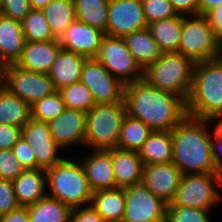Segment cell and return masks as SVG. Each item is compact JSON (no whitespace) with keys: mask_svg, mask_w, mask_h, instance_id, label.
I'll list each match as a JSON object with an SVG mask.
<instances>
[{"mask_svg":"<svg viewBox=\"0 0 222 222\" xmlns=\"http://www.w3.org/2000/svg\"><path fill=\"white\" fill-rule=\"evenodd\" d=\"M178 52L194 63L222 56L221 41L204 15H183V25Z\"/></svg>","mask_w":222,"mask_h":222,"instance_id":"7","label":"cell"},{"mask_svg":"<svg viewBox=\"0 0 222 222\" xmlns=\"http://www.w3.org/2000/svg\"><path fill=\"white\" fill-rule=\"evenodd\" d=\"M61 49L59 40L26 41L16 65L28 71L48 73Z\"/></svg>","mask_w":222,"mask_h":222,"instance_id":"19","label":"cell"},{"mask_svg":"<svg viewBox=\"0 0 222 222\" xmlns=\"http://www.w3.org/2000/svg\"><path fill=\"white\" fill-rule=\"evenodd\" d=\"M182 175L173 162L147 165L143 167L142 184L169 204L175 198Z\"/></svg>","mask_w":222,"mask_h":222,"instance_id":"15","label":"cell"},{"mask_svg":"<svg viewBox=\"0 0 222 222\" xmlns=\"http://www.w3.org/2000/svg\"><path fill=\"white\" fill-rule=\"evenodd\" d=\"M42 11L56 39L76 20L74 0H52Z\"/></svg>","mask_w":222,"mask_h":222,"instance_id":"30","label":"cell"},{"mask_svg":"<svg viewBox=\"0 0 222 222\" xmlns=\"http://www.w3.org/2000/svg\"><path fill=\"white\" fill-rule=\"evenodd\" d=\"M183 15L155 21L148 24V29L162 53L178 52Z\"/></svg>","mask_w":222,"mask_h":222,"instance_id":"27","label":"cell"},{"mask_svg":"<svg viewBox=\"0 0 222 222\" xmlns=\"http://www.w3.org/2000/svg\"><path fill=\"white\" fill-rule=\"evenodd\" d=\"M147 27L141 0H110L106 35L123 38Z\"/></svg>","mask_w":222,"mask_h":222,"instance_id":"13","label":"cell"},{"mask_svg":"<svg viewBox=\"0 0 222 222\" xmlns=\"http://www.w3.org/2000/svg\"><path fill=\"white\" fill-rule=\"evenodd\" d=\"M208 212L194 207L167 206L166 222H211Z\"/></svg>","mask_w":222,"mask_h":222,"instance_id":"36","label":"cell"},{"mask_svg":"<svg viewBox=\"0 0 222 222\" xmlns=\"http://www.w3.org/2000/svg\"><path fill=\"white\" fill-rule=\"evenodd\" d=\"M12 183L17 201L22 207L30 206L47 195L46 170H24Z\"/></svg>","mask_w":222,"mask_h":222,"instance_id":"22","label":"cell"},{"mask_svg":"<svg viewBox=\"0 0 222 222\" xmlns=\"http://www.w3.org/2000/svg\"><path fill=\"white\" fill-rule=\"evenodd\" d=\"M112 166L116 188L142 183L144 165L138 151L112 149Z\"/></svg>","mask_w":222,"mask_h":222,"instance_id":"20","label":"cell"},{"mask_svg":"<svg viewBox=\"0 0 222 222\" xmlns=\"http://www.w3.org/2000/svg\"><path fill=\"white\" fill-rule=\"evenodd\" d=\"M30 222H70L72 209L49 196L27 206Z\"/></svg>","mask_w":222,"mask_h":222,"instance_id":"29","label":"cell"},{"mask_svg":"<svg viewBox=\"0 0 222 222\" xmlns=\"http://www.w3.org/2000/svg\"><path fill=\"white\" fill-rule=\"evenodd\" d=\"M21 23L27 42L59 40L53 35L42 10L31 9Z\"/></svg>","mask_w":222,"mask_h":222,"instance_id":"33","label":"cell"},{"mask_svg":"<svg viewBox=\"0 0 222 222\" xmlns=\"http://www.w3.org/2000/svg\"><path fill=\"white\" fill-rule=\"evenodd\" d=\"M21 137L33 150L36 168L47 170L63 159L57 155L61 148L53 140L46 122L30 118L21 128Z\"/></svg>","mask_w":222,"mask_h":222,"instance_id":"14","label":"cell"},{"mask_svg":"<svg viewBox=\"0 0 222 222\" xmlns=\"http://www.w3.org/2000/svg\"><path fill=\"white\" fill-rule=\"evenodd\" d=\"M88 58L74 52L61 49L47 73L55 90L80 81L83 65Z\"/></svg>","mask_w":222,"mask_h":222,"instance_id":"21","label":"cell"},{"mask_svg":"<svg viewBox=\"0 0 222 222\" xmlns=\"http://www.w3.org/2000/svg\"><path fill=\"white\" fill-rule=\"evenodd\" d=\"M52 0H29L31 9L42 10L46 7Z\"/></svg>","mask_w":222,"mask_h":222,"instance_id":"49","label":"cell"},{"mask_svg":"<svg viewBox=\"0 0 222 222\" xmlns=\"http://www.w3.org/2000/svg\"><path fill=\"white\" fill-rule=\"evenodd\" d=\"M70 222H106L91 205L74 208L71 211Z\"/></svg>","mask_w":222,"mask_h":222,"instance_id":"44","label":"cell"},{"mask_svg":"<svg viewBox=\"0 0 222 222\" xmlns=\"http://www.w3.org/2000/svg\"><path fill=\"white\" fill-rule=\"evenodd\" d=\"M213 132L214 134L211 138L212 160L217 171L222 174V160L220 158V154L218 153V151L220 150V148L218 147L222 146V119L215 124Z\"/></svg>","mask_w":222,"mask_h":222,"instance_id":"43","label":"cell"},{"mask_svg":"<svg viewBox=\"0 0 222 222\" xmlns=\"http://www.w3.org/2000/svg\"><path fill=\"white\" fill-rule=\"evenodd\" d=\"M23 171L12 149L0 150V179L14 181Z\"/></svg>","mask_w":222,"mask_h":222,"instance_id":"38","label":"cell"},{"mask_svg":"<svg viewBox=\"0 0 222 222\" xmlns=\"http://www.w3.org/2000/svg\"><path fill=\"white\" fill-rule=\"evenodd\" d=\"M138 154L143 165L168 163L173 161V141L171 131H153Z\"/></svg>","mask_w":222,"mask_h":222,"instance_id":"26","label":"cell"},{"mask_svg":"<svg viewBox=\"0 0 222 222\" xmlns=\"http://www.w3.org/2000/svg\"><path fill=\"white\" fill-rule=\"evenodd\" d=\"M46 183L50 190L47 196L59 200L71 209L91 203L93 192L80 162L63 158L46 170Z\"/></svg>","mask_w":222,"mask_h":222,"instance_id":"4","label":"cell"},{"mask_svg":"<svg viewBox=\"0 0 222 222\" xmlns=\"http://www.w3.org/2000/svg\"><path fill=\"white\" fill-rule=\"evenodd\" d=\"M6 68L7 64L0 58V87L5 84Z\"/></svg>","mask_w":222,"mask_h":222,"instance_id":"50","label":"cell"},{"mask_svg":"<svg viewBox=\"0 0 222 222\" xmlns=\"http://www.w3.org/2000/svg\"><path fill=\"white\" fill-rule=\"evenodd\" d=\"M222 0H198L199 15H206L218 7Z\"/></svg>","mask_w":222,"mask_h":222,"instance_id":"48","label":"cell"},{"mask_svg":"<svg viewBox=\"0 0 222 222\" xmlns=\"http://www.w3.org/2000/svg\"><path fill=\"white\" fill-rule=\"evenodd\" d=\"M80 81L91 91L96 104L121 103L124 86L95 58H88L82 69Z\"/></svg>","mask_w":222,"mask_h":222,"instance_id":"12","label":"cell"},{"mask_svg":"<svg viewBox=\"0 0 222 222\" xmlns=\"http://www.w3.org/2000/svg\"><path fill=\"white\" fill-rule=\"evenodd\" d=\"M215 183L222 184V174L182 175L174 200L167 206L194 207L211 210L221 195Z\"/></svg>","mask_w":222,"mask_h":222,"instance_id":"8","label":"cell"},{"mask_svg":"<svg viewBox=\"0 0 222 222\" xmlns=\"http://www.w3.org/2000/svg\"><path fill=\"white\" fill-rule=\"evenodd\" d=\"M152 132L143 121L126 114L122 120L117 148L139 151Z\"/></svg>","mask_w":222,"mask_h":222,"instance_id":"31","label":"cell"},{"mask_svg":"<svg viewBox=\"0 0 222 222\" xmlns=\"http://www.w3.org/2000/svg\"><path fill=\"white\" fill-rule=\"evenodd\" d=\"M110 0H74L76 20L105 32Z\"/></svg>","mask_w":222,"mask_h":222,"instance_id":"32","label":"cell"},{"mask_svg":"<svg viewBox=\"0 0 222 222\" xmlns=\"http://www.w3.org/2000/svg\"><path fill=\"white\" fill-rule=\"evenodd\" d=\"M126 114L153 131H172L188 115L180 96L152 87L143 78L124 86Z\"/></svg>","mask_w":222,"mask_h":222,"instance_id":"1","label":"cell"},{"mask_svg":"<svg viewBox=\"0 0 222 222\" xmlns=\"http://www.w3.org/2000/svg\"><path fill=\"white\" fill-rule=\"evenodd\" d=\"M123 190L125 214L122 222H166L167 204L142 183Z\"/></svg>","mask_w":222,"mask_h":222,"instance_id":"10","label":"cell"},{"mask_svg":"<svg viewBox=\"0 0 222 222\" xmlns=\"http://www.w3.org/2000/svg\"><path fill=\"white\" fill-rule=\"evenodd\" d=\"M30 10L29 0H2L0 5L1 15L18 22H22Z\"/></svg>","mask_w":222,"mask_h":222,"instance_id":"39","label":"cell"},{"mask_svg":"<svg viewBox=\"0 0 222 222\" xmlns=\"http://www.w3.org/2000/svg\"><path fill=\"white\" fill-rule=\"evenodd\" d=\"M20 207L12 181L0 179V216Z\"/></svg>","mask_w":222,"mask_h":222,"instance_id":"40","label":"cell"},{"mask_svg":"<svg viewBox=\"0 0 222 222\" xmlns=\"http://www.w3.org/2000/svg\"><path fill=\"white\" fill-rule=\"evenodd\" d=\"M58 91L66 109L87 113L96 105L91 91L81 81L65 86Z\"/></svg>","mask_w":222,"mask_h":222,"instance_id":"34","label":"cell"},{"mask_svg":"<svg viewBox=\"0 0 222 222\" xmlns=\"http://www.w3.org/2000/svg\"><path fill=\"white\" fill-rule=\"evenodd\" d=\"M105 32L75 20L60 37L62 49L86 58H94L100 49Z\"/></svg>","mask_w":222,"mask_h":222,"instance_id":"16","label":"cell"},{"mask_svg":"<svg viewBox=\"0 0 222 222\" xmlns=\"http://www.w3.org/2000/svg\"><path fill=\"white\" fill-rule=\"evenodd\" d=\"M195 63L179 52L162 53L143 71V79L152 87L174 93L187 101Z\"/></svg>","mask_w":222,"mask_h":222,"instance_id":"5","label":"cell"},{"mask_svg":"<svg viewBox=\"0 0 222 222\" xmlns=\"http://www.w3.org/2000/svg\"><path fill=\"white\" fill-rule=\"evenodd\" d=\"M94 58L123 85L143 78V70L136 63L121 37L105 35Z\"/></svg>","mask_w":222,"mask_h":222,"instance_id":"9","label":"cell"},{"mask_svg":"<svg viewBox=\"0 0 222 222\" xmlns=\"http://www.w3.org/2000/svg\"><path fill=\"white\" fill-rule=\"evenodd\" d=\"M0 222H30L27 207H18L8 214L0 216Z\"/></svg>","mask_w":222,"mask_h":222,"instance_id":"47","label":"cell"},{"mask_svg":"<svg viewBox=\"0 0 222 222\" xmlns=\"http://www.w3.org/2000/svg\"><path fill=\"white\" fill-rule=\"evenodd\" d=\"M4 87L29 106L56 91L47 73L28 71L16 64L7 65Z\"/></svg>","mask_w":222,"mask_h":222,"instance_id":"11","label":"cell"},{"mask_svg":"<svg viewBox=\"0 0 222 222\" xmlns=\"http://www.w3.org/2000/svg\"><path fill=\"white\" fill-rule=\"evenodd\" d=\"M186 109L195 119H222V56L195 63Z\"/></svg>","mask_w":222,"mask_h":222,"instance_id":"3","label":"cell"},{"mask_svg":"<svg viewBox=\"0 0 222 222\" xmlns=\"http://www.w3.org/2000/svg\"><path fill=\"white\" fill-rule=\"evenodd\" d=\"M173 10L180 15H199L198 0H169Z\"/></svg>","mask_w":222,"mask_h":222,"instance_id":"45","label":"cell"},{"mask_svg":"<svg viewBox=\"0 0 222 222\" xmlns=\"http://www.w3.org/2000/svg\"><path fill=\"white\" fill-rule=\"evenodd\" d=\"M30 118V106L6 87H0V124L22 128Z\"/></svg>","mask_w":222,"mask_h":222,"instance_id":"28","label":"cell"},{"mask_svg":"<svg viewBox=\"0 0 222 222\" xmlns=\"http://www.w3.org/2000/svg\"><path fill=\"white\" fill-rule=\"evenodd\" d=\"M126 115L124 100L114 104H96L86 113L85 143L93 150L117 148L121 124Z\"/></svg>","mask_w":222,"mask_h":222,"instance_id":"6","label":"cell"},{"mask_svg":"<svg viewBox=\"0 0 222 222\" xmlns=\"http://www.w3.org/2000/svg\"><path fill=\"white\" fill-rule=\"evenodd\" d=\"M47 124L53 140L60 148L85 143L86 113L65 109L57 118Z\"/></svg>","mask_w":222,"mask_h":222,"instance_id":"17","label":"cell"},{"mask_svg":"<svg viewBox=\"0 0 222 222\" xmlns=\"http://www.w3.org/2000/svg\"><path fill=\"white\" fill-rule=\"evenodd\" d=\"M123 39L127 49L143 71L157 61L162 54L148 28L132 32Z\"/></svg>","mask_w":222,"mask_h":222,"instance_id":"24","label":"cell"},{"mask_svg":"<svg viewBox=\"0 0 222 222\" xmlns=\"http://www.w3.org/2000/svg\"><path fill=\"white\" fill-rule=\"evenodd\" d=\"M21 138V128L0 124V150L12 149Z\"/></svg>","mask_w":222,"mask_h":222,"instance_id":"42","label":"cell"},{"mask_svg":"<svg viewBox=\"0 0 222 222\" xmlns=\"http://www.w3.org/2000/svg\"><path fill=\"white\" fill-rule=\"evenodd\" d=\"M205 16L216 37L222 42V3Z\"/></svg>","mask_w":222,"mask_h":222,"instance_id":"46","label":"cell"},{"mask_svg":"<svg viewBox=\"0 0 222 222\" xmlns=\"http://www.w3.org/2000/svg\"><path fill=\"white\" fill-rule=\"evenodd\" d=\"M81 161L92 192L116 188L112 166V149L94 150Z\"/></svg>","mask_w":222,"mask_h":222,"instance_id":"18","label":"cell"},{"mask_svg":"<svg viewBox=\"0 0 222 222\" xmlns=\"http://www.w3.org/2000/svg\"><path fill=\"white\" fill-rule=\"evenodd\" d=\"M25 42L22 23L0 14V58L7 65L16 64Z\"/></svg>","mask_w":222,"mask_h":222,"instance_id":"23","label":"cell"},{"mask_svg":"<svg viewBox=\"0 0 222 222\" xmlns=\"http://www.w3.org/2000/svg\"><path fill=\"white\" fill-rule=\"evenodd\" d=\"M90 205L106 222H122L125 214L124 190L117 187L93 192Z\"/></svg>","mask_w":222,"mask_h":222,"instance_id":"25","label":"cell"},{"mask_svg":"<svg viewBox=\"0 0 222 222\" xmlns=\"http://www.w3.org/2000/svg\"><path fill=\"white\" fill-rule=\"evenodd\" d=\"M211 121L187 116L172 131L173 163L186 174H220L212 160Z\"/></svg>","mask_w":222,"mask_h":222,"instance_id":"2","label":"cell"},{"mask_svg":"<svg viewBox=\"0 0 222 222\" xmlns=\"http://www.w3.org/2000/svg\"><path fill=\"white\" fill-rule=\"evenodd\" d=\"M147 24L176 16L169 0H141Z\"/></svg>","mask_w":222,"mask_h":222,"instance_id":"37","label":"cell"},{"mask_svg":"<svg viewBox=\"0 0 222 222\" xmlns=\"http://www.w3.org/2000/svg\"><path fill=\"white\" fill-rule=\"evenodd\" d=\"M65 109V103L59 91L56 90L30 106L31 118L48 123L57 118Z\"/></svg>","mask_w":222,"mask_h":222,"instance_id":"35","label":"cell"},{"mask_svg":"<svg viewBox=\"0 0 222 222\" xmlns=\"http://www.w3.org/2000/svg\"><path fill=\"white\" fill-rule=\"evenodd\" d=\"M12 150L24 170L36 169V159L33 150L22 137L12 147Z\"/></svg>","mask_w":222,"mask_h":222,"instance_id":"41","label":"cell"}]
</instances>
